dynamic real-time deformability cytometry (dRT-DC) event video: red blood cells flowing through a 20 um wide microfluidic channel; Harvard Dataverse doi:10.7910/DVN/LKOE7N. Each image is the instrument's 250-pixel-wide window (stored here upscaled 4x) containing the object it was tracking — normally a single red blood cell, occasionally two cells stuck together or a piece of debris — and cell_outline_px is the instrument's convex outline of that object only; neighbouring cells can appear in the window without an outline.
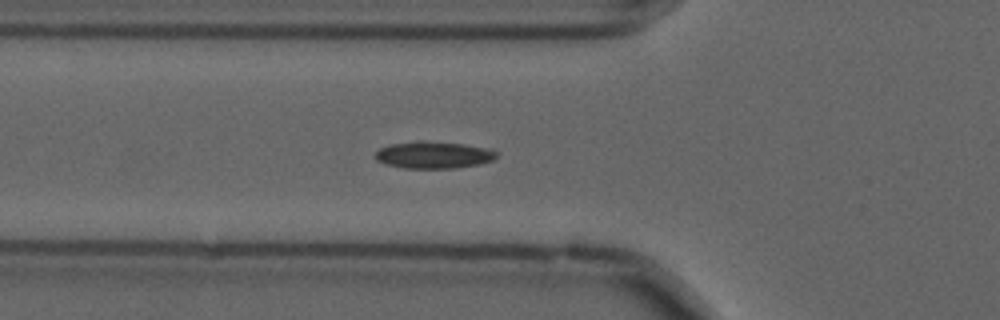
{"species": "common noctule bat (a hibernating species)", "species_latin": "Nyctalus noctula", "temperature_condition": "cold", "stored_images_in_passage": 15, "camera_frame_rate_fps": 3000, "um_per_image_px": 0.085, "animal": {"sex": "male", "forearm_length_mm": 52.5}, "frame": {"image": 1, "passage_image": 3, "time_ms": 0.667, "image_size_px": [1000, 320], "cell_outline_px": [[500, 152], [492, 160], [480, 164], [456, 168], [404, 168], [384, 164], [376, 160], [376, 152], [380, 148], [388, 144], [416, 140], [424, 140], [464, 144], [492, 148]], "centroid_in_image_um": [36.87, 13.15], "position_along_channel_um": 88.9, "area_um2": 19.48}}
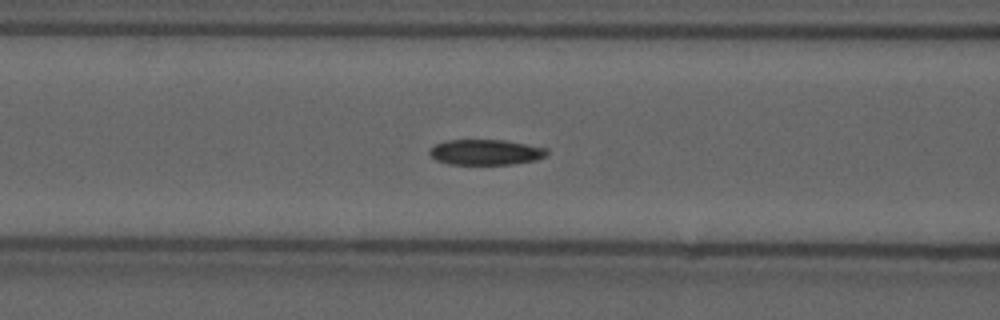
{"frame": {"image": 2, "passage_image": 6, "time_ms": 1.667, "image_size_px": [1000, 320], "cell_outline_px": [[548, 152], [544, 156], [536, 160], [512, 164], [448, 164], [436, 160], [428, 152], [436, 144], [444, 140], [504, 140], [548, 148]], "centroid_in_image_um": [41.28, 12.93], "position_along_channel_um": 125.3, "area_um2": 17.34}}
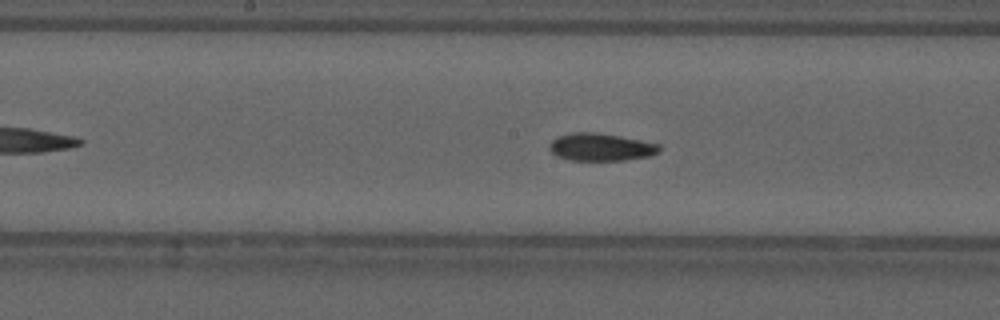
{"frame": {"image": 3, "passage_image": 12, "time_ms": 3.667, "image_size_px": [1000, 320], "cell_outline_px": [[660, 152], [648, 156], [624, 160], [572, 160], [556, 156], [548, 148], [548, 144], [556, 136], [572, 132], [592, 132], [620, 136], [660, 144]], "centroid_in_image_um": [51.03, 12.49], "position_along_channel_um": 197.2, "area_um2": 17.69}}